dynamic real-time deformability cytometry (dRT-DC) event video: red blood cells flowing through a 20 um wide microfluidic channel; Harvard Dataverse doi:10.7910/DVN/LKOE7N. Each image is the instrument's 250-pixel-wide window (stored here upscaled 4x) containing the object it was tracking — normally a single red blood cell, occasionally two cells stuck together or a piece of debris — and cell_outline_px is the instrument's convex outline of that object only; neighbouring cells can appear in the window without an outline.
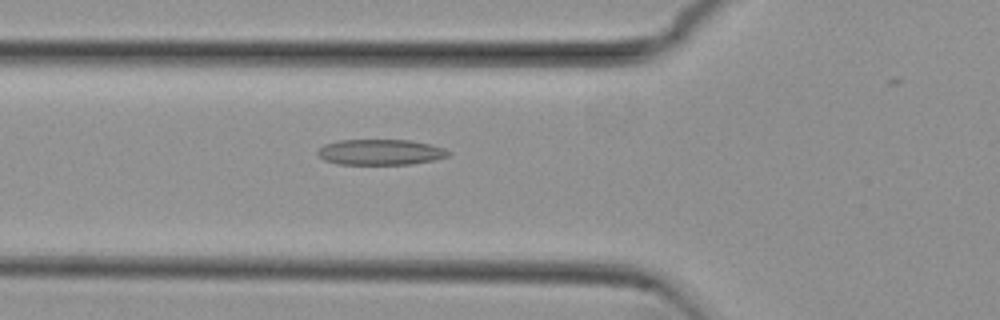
{"species": "common noctule bat (a hibernating species)", "species_latin": "Nyctalus noctula", "temperature_condition": "cold", "stored_images_in_passage": 33, "camera_frame_rate_fps": 3000, "um_per_image_px": 0.085, "animal": {"sex": "female", "body_mass_g": 29.2, "forearm_length_mm": 56.3}, "frame": {"image": 1, "passage_image": 8, "time_ms": 2.333, "image_size_px": [1000, 320], "cell_outline_px": [[452, 152], [448, 156], [436, 160], [412, 164], [336, 164], [324, 160], [316, 152], [324, 144], [340, 140], [412, 140], [432, 144], [444, 148]], "centroid_in_image_um": [32.38, 12.93], "position_along_channel_um": 93.4, "area_um2": 19.71}}
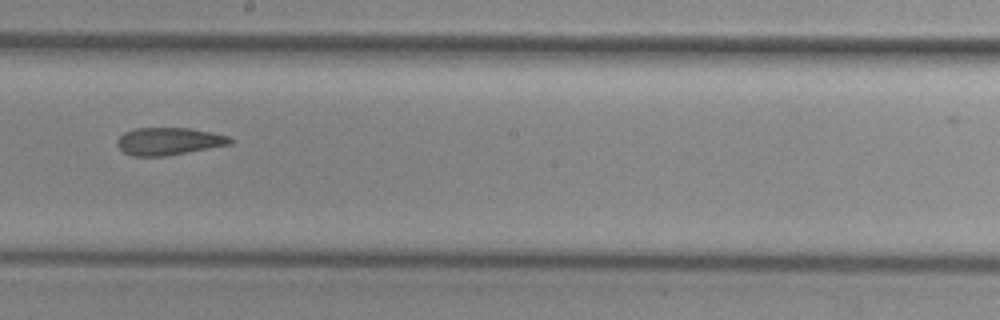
{"frame": {"image": 2, "passage_image": 19, "time_ms": 6.0, "image_size_px": [1000, 320], "cell_outline_px": [[232, 144], [168, 156], [132, 156], [124, 152], [116, 144], [116, 140], [124, 132], [136, 128], [192, 128], [212, 132], [228, 136], [232, 140]], "centroid_in_image_um": [14.34, 12.01], "position_along_channel_um": 233.9, "area_um2": 18.21}}
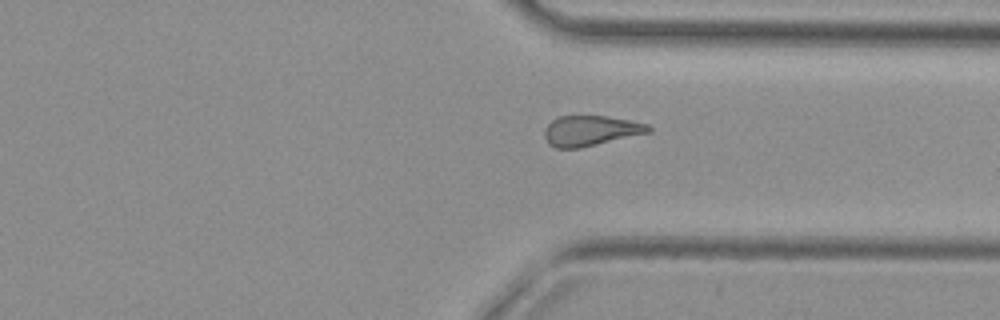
{"frame": {"image": 3, "passage_image": 29, "time_ms": 9.333, "image_size_px": [1000, 320], "cell_outline_px": [[652, 132], [580, 148], [556, 148], [548, 144], [544, 136], [544, 128], [552, 120], [560, 116], [608, 116], [648, 124], [652, 128]], "centroid_in_image_um": [50.2, 11.11], "position_along_channel_um": 361.2, "area_um2": 18.44}}